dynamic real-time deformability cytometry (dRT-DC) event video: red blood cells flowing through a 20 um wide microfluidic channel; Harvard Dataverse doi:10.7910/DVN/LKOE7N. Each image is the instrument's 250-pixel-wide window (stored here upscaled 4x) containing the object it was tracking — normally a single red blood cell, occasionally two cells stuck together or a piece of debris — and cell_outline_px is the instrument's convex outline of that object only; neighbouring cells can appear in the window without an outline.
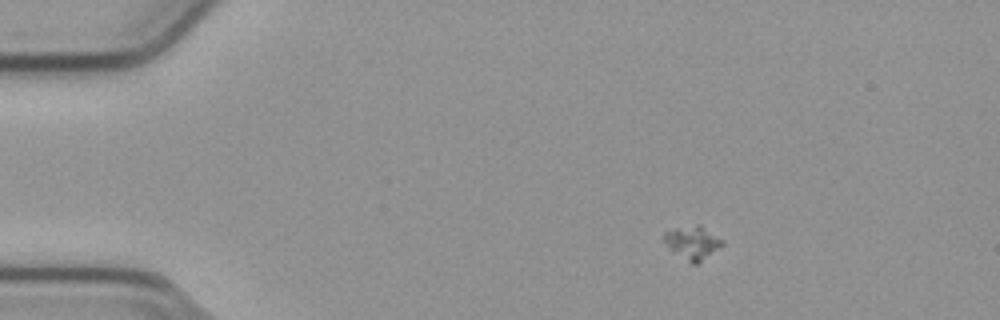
{"species": "common noctule bat (a hibernating species)", "species_latin": "Nyctalus noctula", "temperature_condition": "cold", "stored_images_in_passage": 55, "camera_frame_rate_fps": 3000, "um_per_image_px": 0.085, "animal": {"sex": "male", "body_mass_g": 23.1, "forearm_length_mm": 52.7}, "frame": {"image": 1, "passage_image": 9, "time_ms": 2.667, "image_size_px": [1000, 320], "cell_outline_px": [[724, 244], [696, 264], [692, 264], [668, 248], [664, 240], [664, 232], [676, 228], [696, 224], [700, 224], [724, 240]], "centroid_in_image_um": [58.88, 20.6], "position_along_channel_um": 26.1, "area_um2": 11.16}}
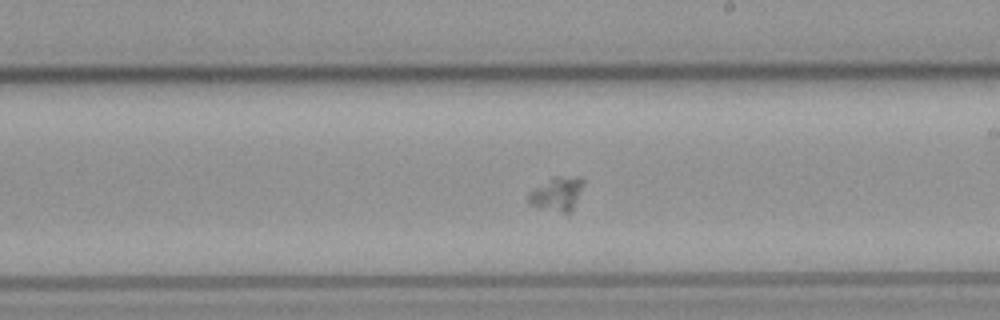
{"frame": {"image": 2, "passage_image": 32, "time_ms": 10.333, "image_size_px": [1000, 320], "cell_outline_px": [[584, 184], [572, 208], [568, 212], [564, 212], [536, 208], [528, 204], [528, 192], [556, 176], [580, 176], [584, 180]], "centroid_in_image_um": [47.32, 16.46], "position_along_channel_um": 241.7, "area_um2": 10.69}}
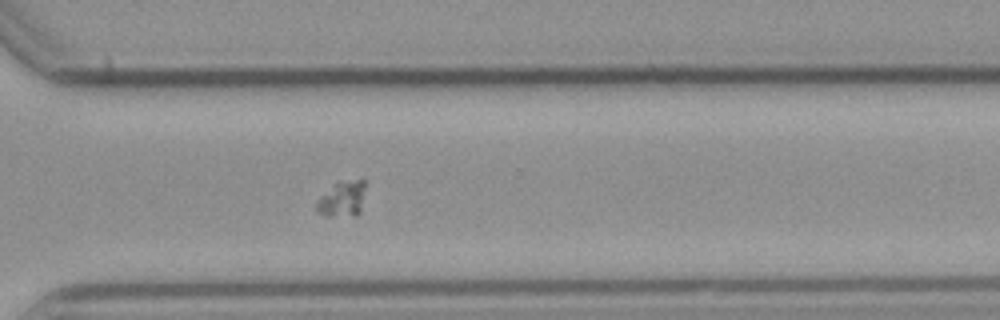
{"frame": {"image": 3, "passage_image": 40, "time_ms": 13.0, "image_size_px": [1000, 320], "cell_outline_px": [[364, 188], [360, 212], [356, 216], [324, 216], [316, 212], [316, 204], [332, 184], [336, 180], [364, 176]], "centroid_in_image_um": [29.11, 16.85], "position_along_channel_um": 341.5, "area_um2": 10.58}}